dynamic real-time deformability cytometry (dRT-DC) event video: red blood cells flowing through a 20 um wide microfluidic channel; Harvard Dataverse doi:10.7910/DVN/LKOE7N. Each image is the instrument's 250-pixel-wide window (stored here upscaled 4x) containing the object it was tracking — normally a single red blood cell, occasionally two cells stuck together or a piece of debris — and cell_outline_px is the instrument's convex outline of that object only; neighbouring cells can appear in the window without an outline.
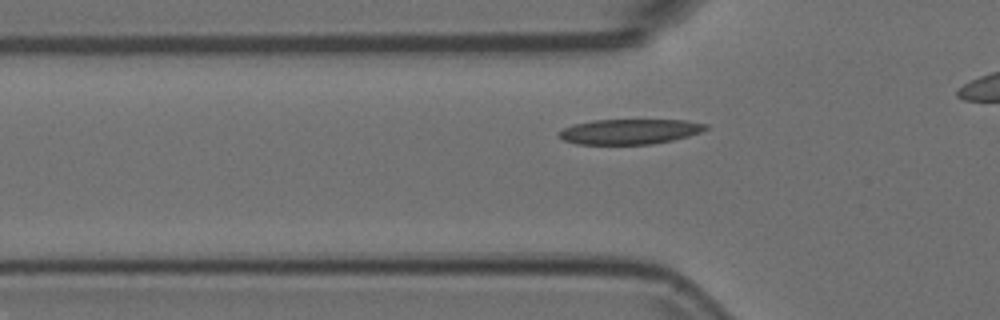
{"species": "Egyptian fruit bat (a non-hibernating species)", "species_latin": "Rousettus aegyptiacus", "temperature_condition": "room temperature", "stored_images_in_passage": 32, "camera_frame_rate_fps": 3000, "um_per_image_px": 0.085, "animal": {"sex": "female"}, "frame": {"image": 1, "passage_image": 5, "time_ms": 1.333, "image_size_px": [1000, 320], "cell_outline_px": [[708, 128], [700, 132], [688, 136], [672, 140], [652, 144], [576, 144], [564, 140], [556, 136], [556, 132], [572, 124], [592, 120], [688, 120], [708, 124]], "centroid_in_image_um": [53.48, 11.18], "position_along_channel_um": 72.3, "area_um2": 21.68}}
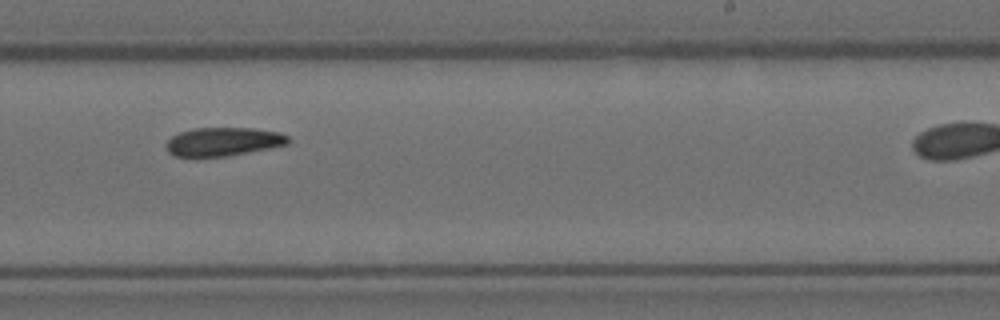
{"frame": {"image": 2, "passage_image": 21, "time_ms": 6.667, "image_size_px": [1000, 320], "cell_outline_px": [[292, 140], [288, 144], [228, 156], [172, 156], [168, 152], [168, 140], [172, 136], [180, 132], [192, 128], [252, 128], [280, 132], [288, 136]], "centroid_in_image_um": [19.01, 12.03], "position_along_channel_um": 270.0, "area_um2": 20.17}}
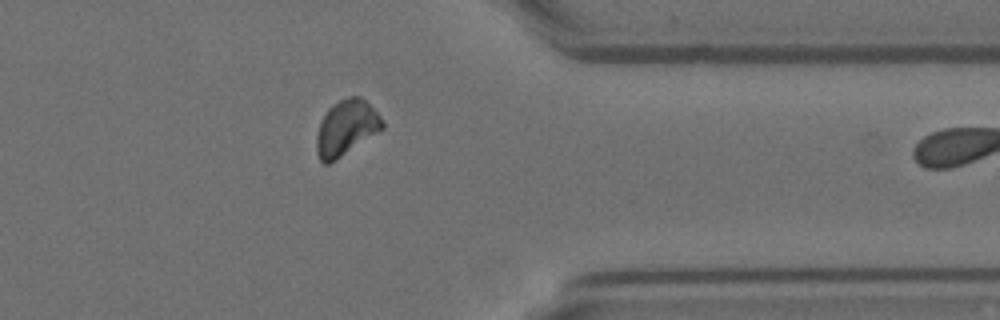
{"frame": {"image": 3, "passage_image": 31, "time_ms": 10.0, "image_size_px": [1000, 320], "cell_outline_px": [[384, 128], [336, 160], [328, 164], [324, 164], [320, 160], [316, 152], [316, 136], [320, 120], [328, 108], [332, 104], [348, 96], [360, 96], [380, 116], [384, 124]], "centroid_in_image_um": [29.39, 10.87], "position_along_channel_um": 382.0, "area_um2": 21.21}}